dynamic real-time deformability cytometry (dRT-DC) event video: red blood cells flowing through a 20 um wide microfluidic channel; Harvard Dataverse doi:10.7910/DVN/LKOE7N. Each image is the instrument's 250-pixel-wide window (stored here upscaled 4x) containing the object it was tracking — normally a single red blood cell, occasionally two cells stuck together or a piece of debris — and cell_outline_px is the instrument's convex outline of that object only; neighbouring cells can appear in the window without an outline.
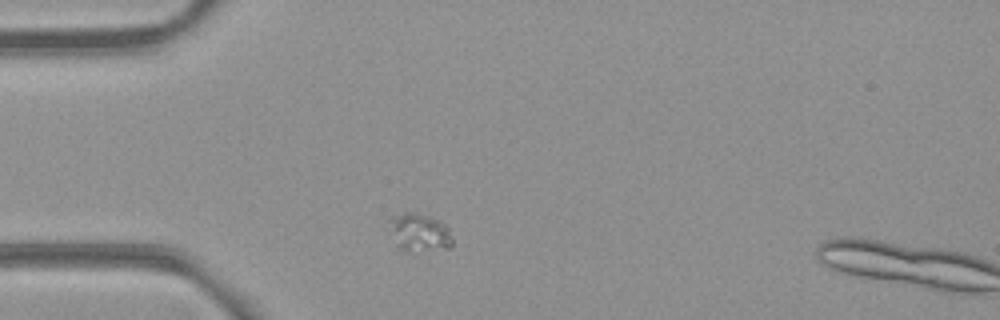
{"species": "common noctule bat (a hibernating species)", "species_latin": "Nyctalus noctula", "temperature_condition": "room temperature", "stored_images_in_passage": 2, "camera_frame_rate_fps": 3000, "um_per_image_px": 0.085, "animal": {"sex": "female", "body_mass_g": 21.9}, "frame": {"image": 1, "passage_image": 1, "time_ms": 0.0, "image_size_px": [1000, 320], "cell_outline_px": [[452, 248], [400, 248], [396, 244], [388, 232], [388, 220], [392, 216], [404, 212], [416, 212], [428, 216], [444, 224], [448, 228], [452, 240]], "centroid_in_image_um": [35.58, 19.69], "position_along_channel_um": 49.4, "area_um2": 13.53}}